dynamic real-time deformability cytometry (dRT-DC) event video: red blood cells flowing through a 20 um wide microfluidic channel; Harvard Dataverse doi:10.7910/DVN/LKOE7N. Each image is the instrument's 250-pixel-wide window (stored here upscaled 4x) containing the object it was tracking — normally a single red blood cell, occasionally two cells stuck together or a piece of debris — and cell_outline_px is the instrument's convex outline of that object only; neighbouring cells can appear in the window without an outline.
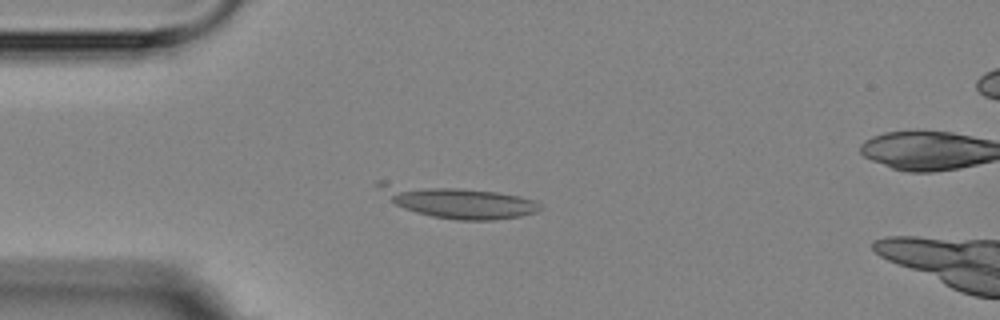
{"species": "Egyptian fruit bat (a non-hibernating species)", "species_latin": "Rousettus aegyptiacus", "temperature_condition": "room temperature", "stored_images_in_passage": 2, "camera_frame_rate_fps": 3000, "um_per_image_px": 0.085, "animal": {"sex": "female"}, "frame": {"image": 1, "passage_image": 1, "time_ms": 0.0, "image_size_px": [1000, 320], "cell_outline_px": [[540, 208], [536, 212], [520, 216], [492, 220], [456, 220], [432, 216], [416, 212], [404, 208], [396, 204], [392, 200], [392, 192], [428, 188], [460, 188], [496, 192], [536, 200], [540, 204]], "centroid_in_image_um": [39.5, 17.32], "position_along_channel_um": 45.5, "area_um2": 25.84}}